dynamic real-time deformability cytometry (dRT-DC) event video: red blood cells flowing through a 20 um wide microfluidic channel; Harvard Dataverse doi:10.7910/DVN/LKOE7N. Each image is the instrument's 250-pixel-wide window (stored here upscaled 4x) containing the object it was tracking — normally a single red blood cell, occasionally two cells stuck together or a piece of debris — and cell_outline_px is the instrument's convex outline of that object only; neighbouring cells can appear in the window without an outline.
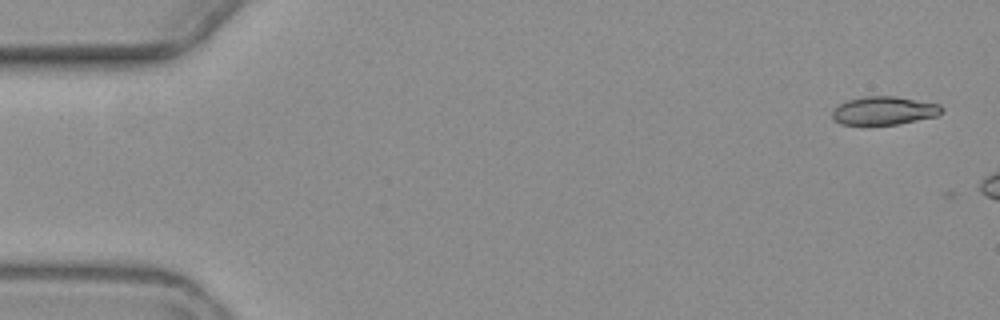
{"species": "common noctule bat (a hibernating species)", "species_latin": "Nyctalus noctula", "temperature_condition": "warm", "stored_images_in_passage": 3, "camera_frame_rate_fps": 3000, "um_per_image_px": 0.085, "animal": {"sex": "female", "body_mass_g": 19.3, "forearm_length_mm": 54.1}, "frame": {"image": 1, "passage_image": 1, "time_ms": 0.0, "image_size_px": [1000, 320], "cell_outline_px": [[944, 108], [936, 116], [896, 124], [840, 124], [832, 120], [832, 112], [840, 104], [848, 100], [864, 96], [896, 96], [940, 104]], "centroid_in_image_um": [75.13, 9.39], "position_along_channel_um": 9.9, "area_um2": 17.86}}